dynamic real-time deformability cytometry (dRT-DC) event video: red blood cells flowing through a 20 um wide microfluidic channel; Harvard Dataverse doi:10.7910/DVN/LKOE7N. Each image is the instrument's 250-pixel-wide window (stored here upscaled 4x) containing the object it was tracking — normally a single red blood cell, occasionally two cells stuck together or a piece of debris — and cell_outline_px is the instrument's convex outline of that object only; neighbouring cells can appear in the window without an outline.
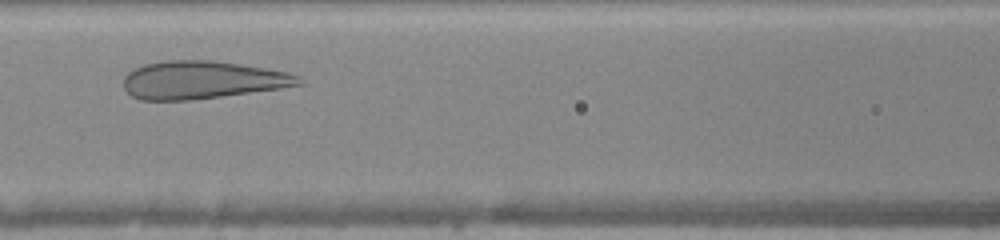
{"species": "human", "species_latin": "Homo sapiens", "temperature_condition": "warm", "stored_images_in_passage": 28, "camera_frame_rate_fps": 3000, "um_per_image_px": 0.085, "donor": {"sex": "female"}, "frame": {"image": 1, "passage_image": 9, "time_ms": 2.667, "image_size_px": [1000, 240], "cell_outline_px": [[304, 84], [280, 88], [192, 100], [140, 100], [132, 96], [124, 88], [124, 76], [128, 72], [144, 64], [164, 60], [212, 60], [240, 64], [288, 72], [300, 76], [304, 80]], "centroid_in_image_um": [17.19, 6.79], "position_along_channel_um": 149.4, "area_um2": 38.67}}
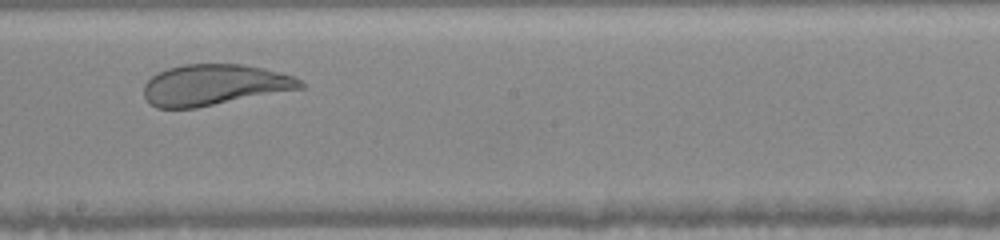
{"frame": {"image": 2, "passage_image": 15, "time_ms": 4.667, "image_size_px": [1000, 240], "cell_outline_px": [[304, 88], [196, 108], [156, 108], [148, 104], [144, 96], [144, 84], [152, 76], [168, 68], [184, 64], [240, 64], [264, 68], [296, 76], [304, 84]], "centroid_in_image_um": [18.21, 7.22], "position_along_channel_um": 230.0, "area_um2": 37.51}}
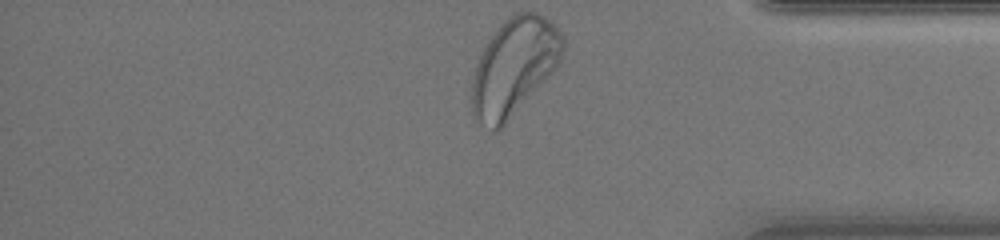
{"frame": {"image": 3, "passage_image": 28, "time_ms": 9.0, "image_size_px": [1000, 240], "cell_outline_px": [[564, 44], [560, 60], [552, 72], [504, 124], [496, 132], [480, 120], [472, 112], [472, 84], [476, 68], [480, 56], [488, 40], [496, 28], [508, 16], [516, 12], [540, 12], [560, 32], [564, 40]], "centroid_in_image_um": [43.7, 5.61], "position_along_channel_um": 391.5, "area_um2": 50.23}, "authors_computed_cell_mechanics": {"area_um2": 40.0843, "velocity_mm_per_s": 4.0446, "shape_relaxation_time_tau1_ms": 5.9117, "shape_relaxation_time_tau2_ms": null, "deformation_change_tau1": 0.2234, "deformation_change_tau2": null}}